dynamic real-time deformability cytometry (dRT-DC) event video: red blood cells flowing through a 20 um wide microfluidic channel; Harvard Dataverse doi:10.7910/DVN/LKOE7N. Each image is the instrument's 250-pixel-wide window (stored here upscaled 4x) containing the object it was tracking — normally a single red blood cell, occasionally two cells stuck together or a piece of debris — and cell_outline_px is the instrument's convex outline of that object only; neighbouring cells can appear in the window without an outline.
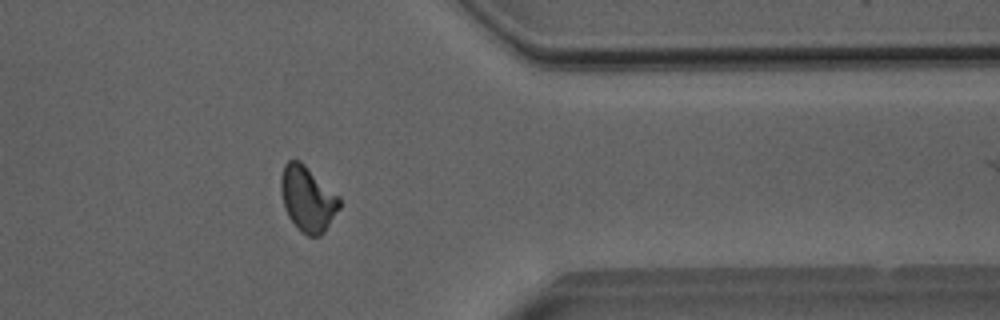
{"species": "Egyptian fruit bat (a non-hibernating species)", "species_latin": "Rousettus aegyptiacus", "temperature_condition": "room temperature", "stored_images_in_passage": 43, "camera_frame_rate_fps": 3000, "um_per_image_px": 0.085, "animal": {"sex": "male"}, "frame": {"image": 1, "passage_image": 42, "time_ms": 13.667, "image_size_px": [1000, 320], "cell_outline_px": [[340, 208], [324, 232], [320, 236], [308, 236], [288, 216], [284, 208], [280, 192], [280, 176], [284, 164], [288, 160], [300, 160], [340, 196]], "centroid_in_image_um": [26.14, 16.86], "position_along_channel_um": 385.3, "area_um2": 22.31}}